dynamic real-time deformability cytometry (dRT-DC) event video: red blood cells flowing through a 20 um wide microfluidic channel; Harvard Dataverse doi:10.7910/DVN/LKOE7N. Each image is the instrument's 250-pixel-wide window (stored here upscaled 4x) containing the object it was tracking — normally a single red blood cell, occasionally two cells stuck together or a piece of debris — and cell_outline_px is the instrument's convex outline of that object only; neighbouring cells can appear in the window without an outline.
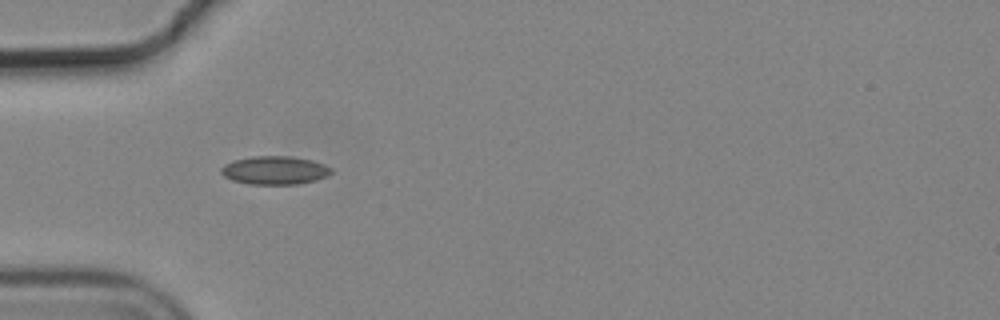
{"species": "common noctule bat (a hibernating species)", "species_latin": "Nyctalus noctula", "temperature_condition": "cold", "stored_images_in_passage": 4, "camera_frame_rate_fps": 3000, "um_per_image_px": 0.085, "animal": {"sex": "male", "body_mass_g": 19.2, "forearm_length_mm": 51.8}, "frame": {"image": 1, "passage_image": 1, "time_ms": 0.0, "image_size_px": [1000, 320], "cell_outline_px": [[332, 172], [328, 176], [316, 180], [296, 184], [248, 184], [232, 180], [224, 176], [220, 172], [220, 168], [224, 164], [232, 160], [252, 156], [288, 156], [312, 160], [324, 164], [332, 168]], "centroid_in_image_um": [23.33, 14.47], "position_along_channel_um": 61.7, "area_um2": 18.32}}
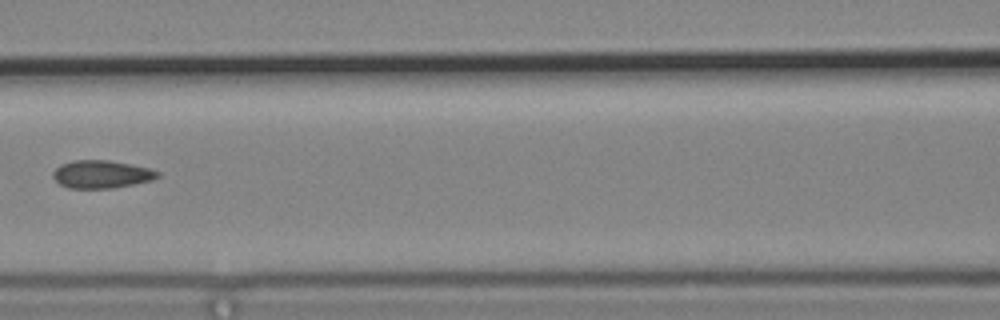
{"frame": {"image": 2, "passage_image": 3, "time_ms": 0.667, "image_size_px": [1000, 320], "cell_outline_px": [[160, 176], [152, 180], [112, 188], [68, 188], [60, 184], [52, 176], [52, 172], [60, 164], [72, 160], [108, 160], [148, 168], [160, 172]], "centroid_in_image_um": [8.59, 14.81], "position_along_channel_um": 158.0, "area_um2": 16.88}}
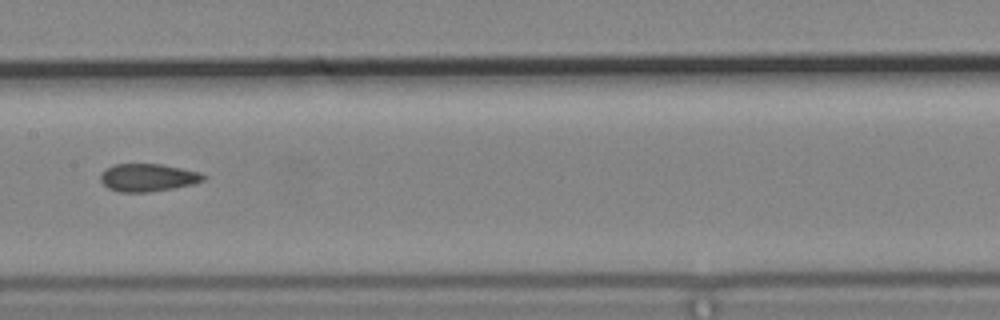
{"frame": {"image": 3, "passage_image": 4, "time_ms": 1.0, "image_size_px": [1000, 320], "cell_outline_px": [[208, 176], [204, 180], [192, 184], [172, 188], [148, 192], [120, 192], [108, 188], [100, 180], [100, 176], [104, 168], [112, 164], [160, 164], [200, 172]], "centroid_in_image_um": [12.54, 15.08], "position_along_channel_um": 194.9, "area_um2": 16.65}}